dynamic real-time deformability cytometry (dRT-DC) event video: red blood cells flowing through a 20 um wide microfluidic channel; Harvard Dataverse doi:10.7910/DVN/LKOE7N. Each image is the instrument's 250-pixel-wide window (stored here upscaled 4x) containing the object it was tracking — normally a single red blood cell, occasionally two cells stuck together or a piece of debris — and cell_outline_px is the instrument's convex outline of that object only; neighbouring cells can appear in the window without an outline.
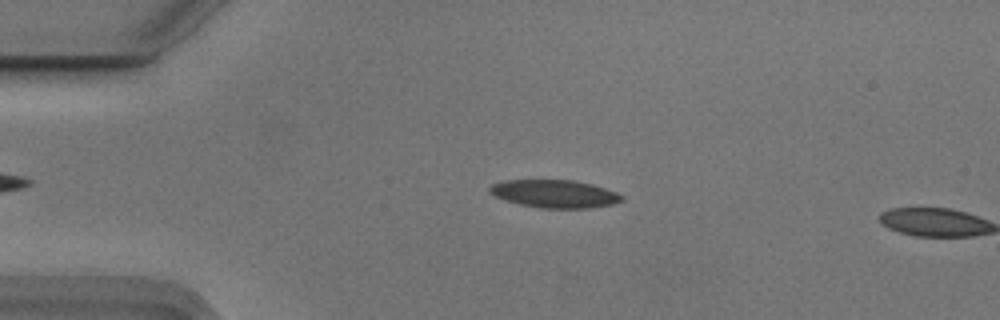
{"species": "Egyptian fruit bat (a non-hibernating species)", "species_latin": "Rousettus aegyptiacus", "temperature_condition": "cold", "stored_images_in_passage": 10, "camera_frame_rate_fps": 3000, "um_per_image_px": 0.085, "animal": {"sex": "male"}, "frame": {"image": 1, "passage_image": 7, "time_ms": 2.0, "image_size_px": [1000, 320], "cell_outline_px": [[624, 200], [612, 204], [588, 208], [540, 208], [520, 204], [504, 200], [488, 192], [488, 188], [492, 184], [504, 180], [572, 180], [592, 184], [616, 192], [624, 196]], "centroid_in_image_um": [47.13, 16.47], "position_along_channel_um": 37.9, "area_um2": 21.44}}